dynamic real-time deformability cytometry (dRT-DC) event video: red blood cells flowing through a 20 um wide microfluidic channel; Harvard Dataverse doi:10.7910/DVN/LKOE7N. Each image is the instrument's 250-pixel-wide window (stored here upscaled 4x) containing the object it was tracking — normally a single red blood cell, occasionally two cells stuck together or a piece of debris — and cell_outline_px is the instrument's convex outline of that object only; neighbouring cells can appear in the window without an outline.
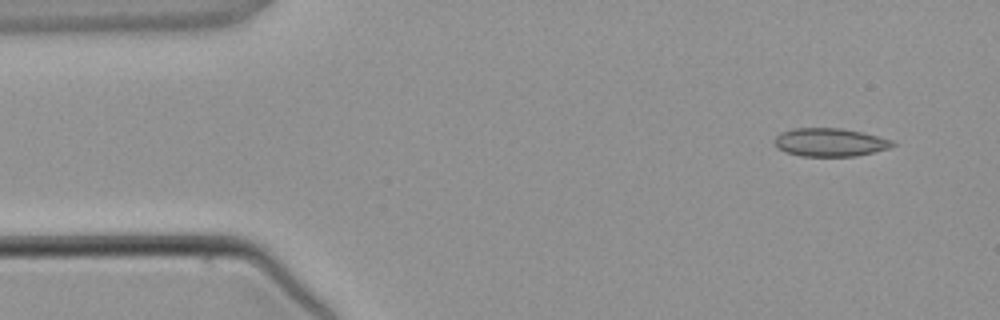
{"species": "common noctule bat (a hibernating species)", "species_latin": "Nyctalus noctula", "temperature_condition": "warm", "stored_images_in_passage": 3, "camera_frame_rate_fps": 3000, "um_per_image_px": 0.085, "animal": {"sex": "male", "body_mass_g": 21.5, "forearm_length_mm": 52.0}, "frame": {"image": 1, "passage_image": 1, "time_ms": 0.0, "image_size_px": [1000, 320], "cell_outline_px": [[896, 144], [888, 148], [856, 156], [800, 156], [784, 152], [776, 148], [772, 140], [780, 132], [792, 128], [840, 128], [860, 132], [892, 140]], "centroid_in_image_um": [70.45, 12.1], "position_along_channel_um": 14.5, "area_um2": 19.48}}
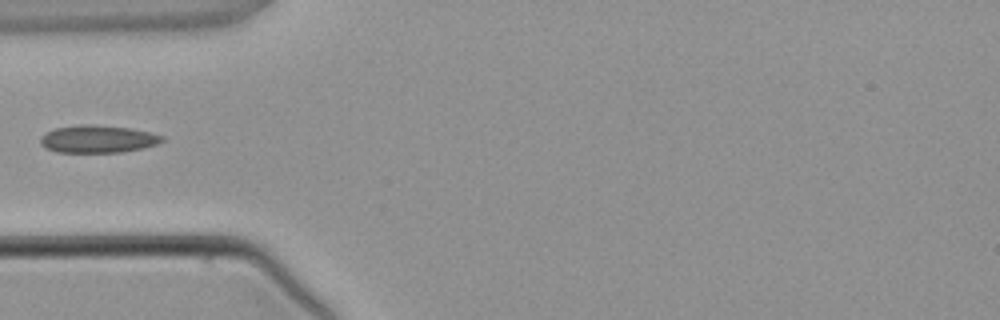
{"frame": {"image": 2, "passage_image": 3, "time_ms": 3.333, "image_size_px": [1000, 320], "cell_outline_px": [[164, 140], [156, 144], [144, 148], [120, 152], [56, 152], [44, 148], [40, 144], [40, 136], [44, 132], [56, 128], [80, 124], [88, 124], [132, 128], [164, 136]], "centroid_in_image_um": [8.27, 11.81], "position_along_channel_um": 76.7, "area_um2": 19.65}}